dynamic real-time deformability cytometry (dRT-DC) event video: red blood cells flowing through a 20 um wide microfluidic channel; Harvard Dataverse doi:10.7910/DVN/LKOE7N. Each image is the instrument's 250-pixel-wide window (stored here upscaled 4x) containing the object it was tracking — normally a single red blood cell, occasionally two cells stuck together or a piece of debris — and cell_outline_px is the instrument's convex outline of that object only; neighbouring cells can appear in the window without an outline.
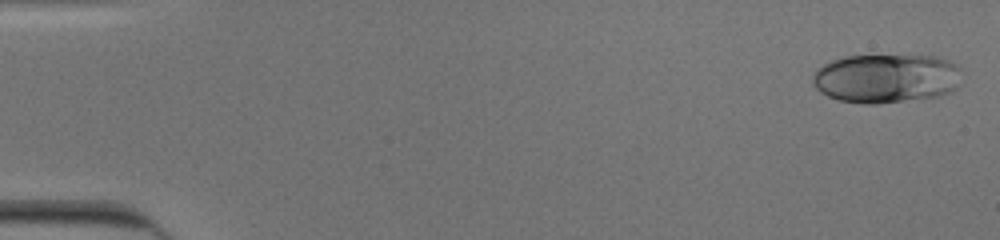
{"species": "human", "species_latin": "Homo sapiens", "temperature_condition": "cold", "stored_images_in_passage": 52, "camera_frame_rate_fps": 3000, "um_per_image_px": 0.085, "donor": {"sex": "male"}, "frame": {"image": 1, "passage_image": 2, "time_ms": 0.333, "image_size_px": [1000, 240], "cell_outline_px": [[960, 84], [952, 92], [940, 96], [876, 104], [864, 104], [840, 100], [828, 96], [820, 92], [812, 84], [812, 76], [816, 68], [832, 60], [844, 56], [936, 56], [948, 60], [956, 64], [960, 68]], "centroid_in_image_um": [75.33, 6.66], "position_along_channel_um": 9.7, "area_um2": 42.95}}
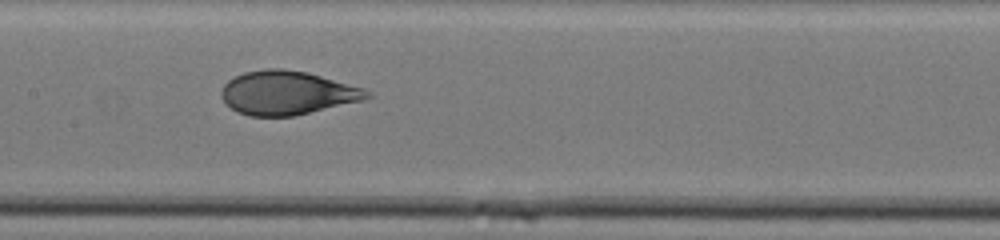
{"frame": {"image": 2, "passage_image": 27, "time_ms": 8.667, "image_size_px": [1000, 240], "cell_outline_px": [[372, 96], [364, 100], [292, 116], [248, 116], [236, 112], [220, 96], [220, 92], [224, 84], [228, 80], [244, 72], [268, 68], [284, 68], [308, 72], [364, 88]], "centroid_in_image_um": [24.39, 7.88], "position_along_channel_um": 183.0, "area_um2": 37.11}}
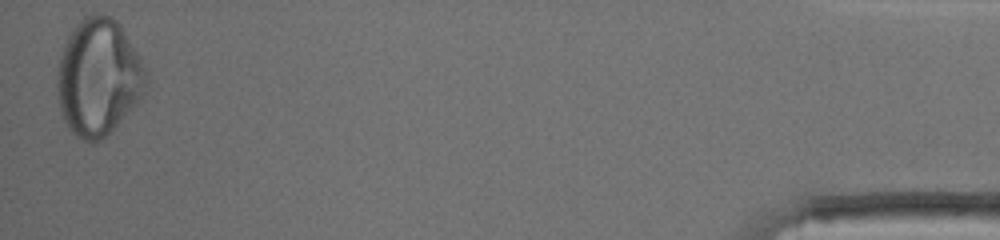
{"frame": {"image": 3, "passage_image": 52, "time_ms": 17.0, "image_size_px": [1000, 240], "cell_outline_px": [[148, 84], [144, 92], [116, 124], [96, 144], [92, 144], [76, 136], [68, 128], [64, 120], [60, 108], [56, 92], [56, 68], [60, 56], [68, 36], [76, 24], [80, 20], [88, 16], [100, 12], [116, 20], [120, 24], [148, 72]], "centroid_in_image_um": [8.34, 6.56], "position_along_channel_um": 426.9, "area_um2": 60.23}, "authors_computed_cell_mechanics": {"area_um2": 40.8935, "velocity_mm_per_s": 3.9265, "shape_relaxation_time_tau1_ms": 7.3906, "shape_relaxation_time_tau2_ms": 0.6672, "deformation_change_tau1": 0.2012, "deformation_change_tau2": 0.056}}